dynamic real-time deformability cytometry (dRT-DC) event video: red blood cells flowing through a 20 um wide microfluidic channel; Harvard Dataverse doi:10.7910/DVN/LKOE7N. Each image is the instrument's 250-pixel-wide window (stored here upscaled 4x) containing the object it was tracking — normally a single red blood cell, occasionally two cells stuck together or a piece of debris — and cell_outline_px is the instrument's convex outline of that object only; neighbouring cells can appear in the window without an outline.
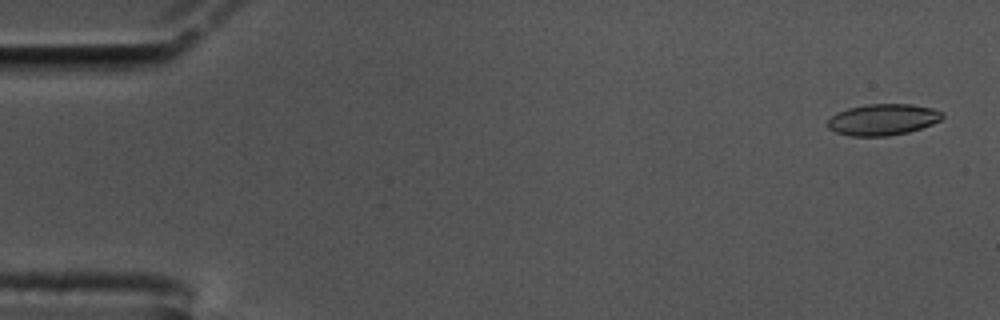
{"species": "common noctule bat (a hibernating species)", "species_latin": "Nyctalus noctula", "temperature_condition": "cold", "stored_images_in_passage": 58, "camera_frame_rate_fps": 3000, "um_per_image_px": 0.085, "animal": {"sex": "male", "body_mass_g": 17.5, "forearm_length_mm": 52.3}, "frame": {"image": 1, "passage_image": 2, "time_ms": 0.333, "image_size_px": [1000, 320], "cell_outline_px": [[944, 116], [940, 120], [932, 124], [908, 132], [888, 136], [848, 136], [836, 132], [828, 128], [828, 120], [836, 112], [848, 108], [868, 104], [912, 104], [932, 108], [940, 112]], "centroid_in_image_um": [75.02, 10.16], "position_along_channel_um": 10.0, "area_um2": 20.87}}
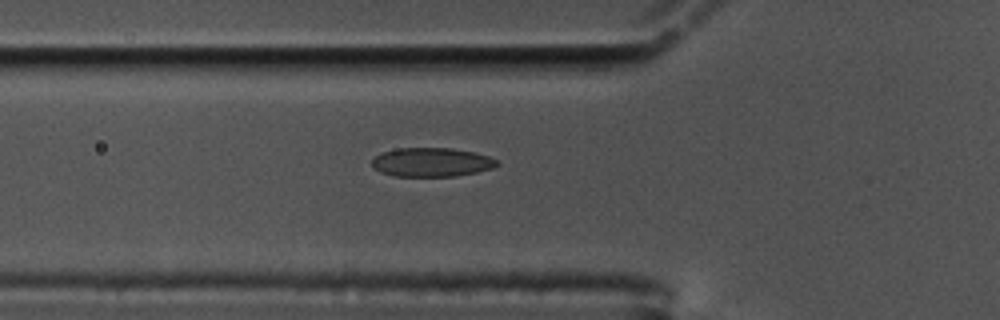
{"frame": {"image": 2, "passage_image": 20, "time_ms": 6.333, "image_size_px": [1000, 320], "cell_outline_px": [[500, 164], [492, 168], [476, 172], [456, 176], [392, 176], [380, 172], [372, 164], [372, 160], [376, 156], [384, 152], [396, 148], [452, 148], [472, 152], [488, 156], [496, 160]], "centroid_in_image_um": [36.68, 13.79], "position_along_channel_um": 89.1, "area_um2": 20.92}}
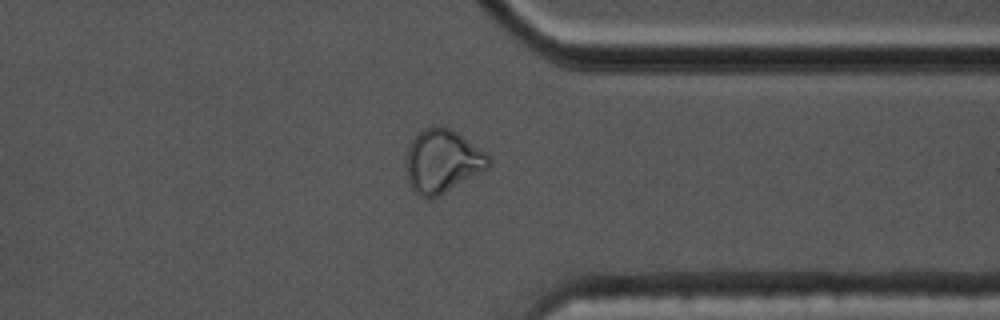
{"frame": {"image": 3, "passage_image": 45, "time_ms": 14.667, "image_size_px": [1000, 320], "cell_outline_px": [[492, 164], [488, 168], [440, 196], [432, 200], [428, 200], [420, 196], [412, 188], [408, 180], [408, 148], [412, 140], [424, 128], [448, 128], [456, 132], [484, 152], [492, 160]], "centroid_in_image_um": [37.63, 13.76], "position_along_channel_um": 373.8, "area_um2": 29.77}, "authors_computed_cell_mechanics": {"area_um2": 21.4438, "velocity_mm_per_s": 3.4491, "shape_relaxation_time_tau1_ms": null, "shape_relaxation_time_tau2_ms": 2.5898, "deformation_change_tau1": null, "deformation_change_tau2": 0.0749}}